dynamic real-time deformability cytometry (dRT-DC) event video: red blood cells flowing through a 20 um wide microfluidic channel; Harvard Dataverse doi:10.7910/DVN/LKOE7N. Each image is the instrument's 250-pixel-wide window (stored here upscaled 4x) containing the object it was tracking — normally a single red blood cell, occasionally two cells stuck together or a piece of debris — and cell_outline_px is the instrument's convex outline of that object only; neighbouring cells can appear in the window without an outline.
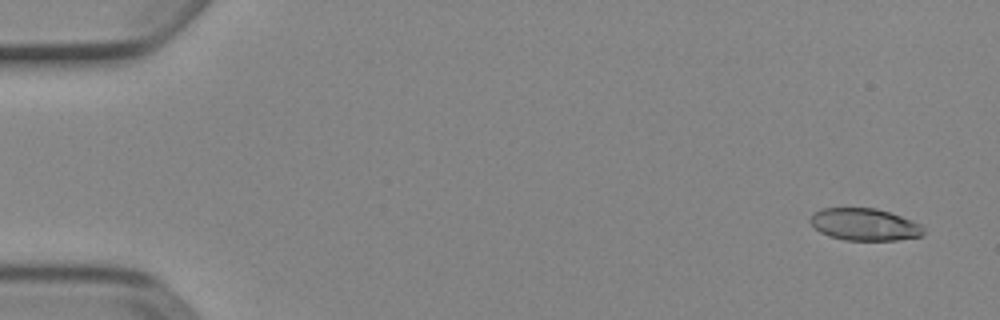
{"species": "Egyptian fruit bat (a non-hibernating species)", "species_latin": "Rousettus aegyptiacus", "temperature_condition": "cold", "stored_images_in_passage": 5, "camera_frame_rate_fps": 3000, "um_per_image_px": 0.085, "animal": {"sex": "female"}, "frame": {"image": 1, "passage_image": 1, "time_ms": 0.0, "image_size_px": [1000, 320], "cell_outline_px": [[924, 236], [896, 240], [844, 240], [828, 236], [820, 232], [808, 220], [816, 212], [824, 208], [876, 208], [912, 220], [920, 224], [924, 228]], "centroid_in_image_um": [73.51, 19.09], "position_along_channel_um": 11.5, "area_um2": 21.15}}
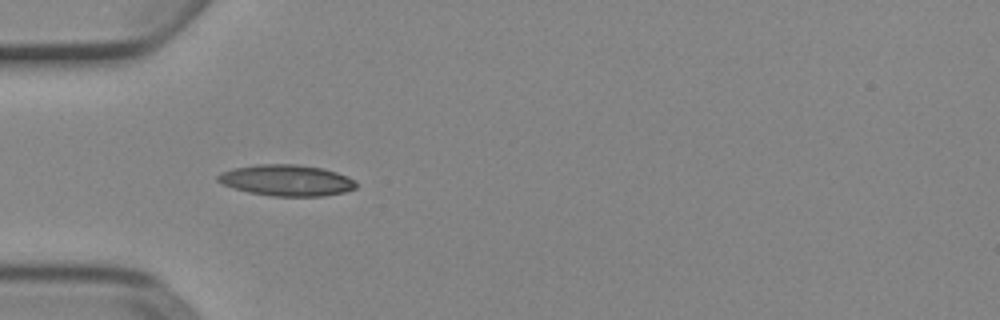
{"frame": {"image": 2, "passage_image": 4, "time_ms": 1.0, "image_size_px": [1000, 320], "cell_outline_px": [[356, 188], [344, 192], [324, 196], [272, 196], [248, 192], [224, 184], [216, 180], [216, 176], [220, 172], [232, 168], [256, 164], [296, 164], [324, 168], [348, 176], [356, 180]], "centroid_in_image_um": [24.37, 15.32], "position_along_channel_um": 60.6, "area_um2": 25.26}}
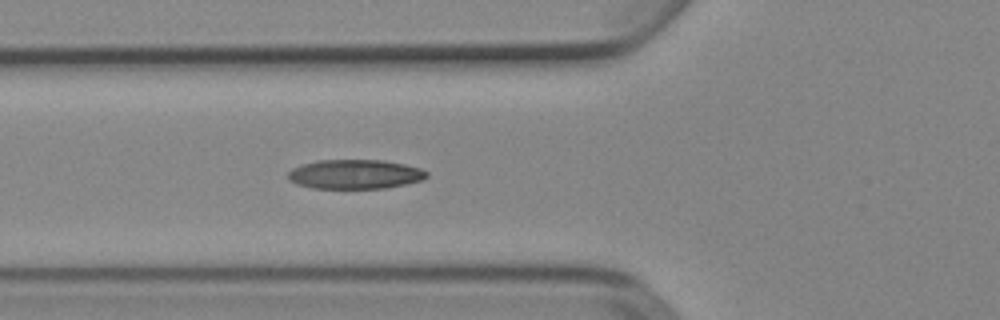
{"frame": {"image": 3, "passage_image": 5, "time_ms": 1.333, "image_size_px": [1000, 320], "cell_outline_px": [[428, 176], [420, 180], [388, 188], [312, 188], [296, 184], [288, 180], [288, 172], [292, 168], [300, 164], [316, 160], [384, 160], [404, 164], [420, 168], [428, 172]], "centroid_in_image_um": [30.13, 14.8], "position_along_channel_um": 95.7, "area_um2": 23.81}}